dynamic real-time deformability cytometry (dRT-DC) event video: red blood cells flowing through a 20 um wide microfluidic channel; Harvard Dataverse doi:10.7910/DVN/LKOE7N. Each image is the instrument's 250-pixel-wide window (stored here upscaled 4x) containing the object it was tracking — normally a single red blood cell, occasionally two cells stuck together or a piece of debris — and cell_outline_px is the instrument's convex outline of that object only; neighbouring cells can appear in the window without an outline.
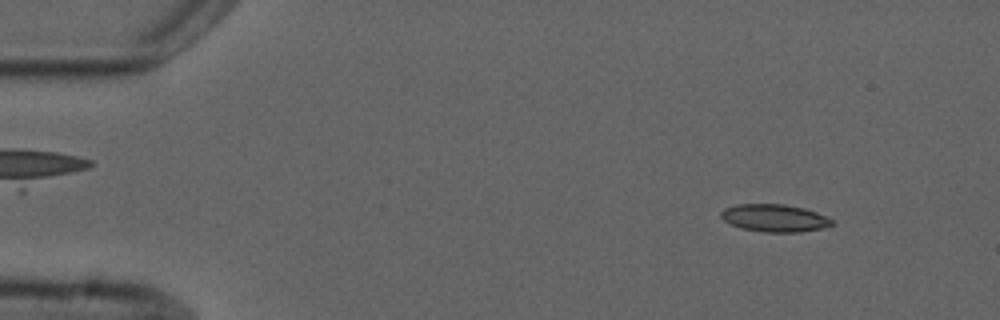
{"species": "common noctule bat (a hibernating species)", "species_latin": "Nyctalus noctula", "temperature_condition": "cold", "stored_images_in_passage": 3, "camera_frame_rate_fps": 3000, "um_per_image_px": 0.085, "animal": {"sex": "male", "forearm_length_mm": 52.5}, "frame": {"image": 1, "passage_image": 1, "time_ms": 0.0, "image_size_px": [1000, 320], "cell_outline_px": [[836, 224], [820, 228], [800, 232], [764, 232], [740, 228], [724, 220], [720, 216], [720, 212], [724, 208], [736, 204], [784, 204], [804, 208], [816, 212], [832, 220]], "centroid_in_image_um": [65.81, 18.53], "position_along_channel_um": 19.2, "area_um2": 17.74}}
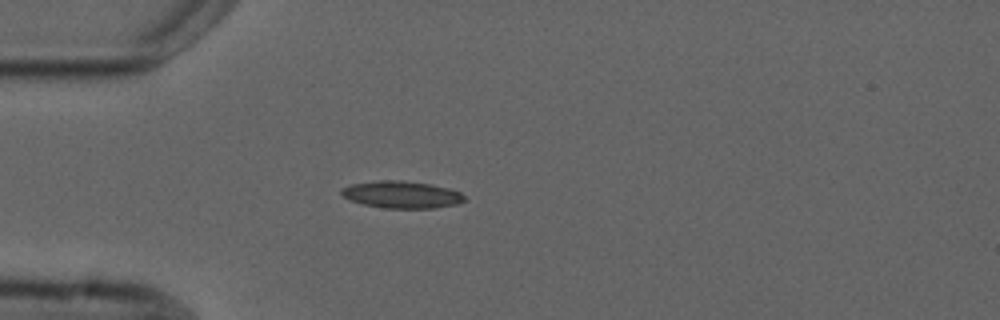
{"frame": {"image": 2, "passage_image": 3, "time_ms": 3.0, "image_size_px": [1000, 320], "cell_outline_px": [[468, 200], [456, 204], [432, 208], [384, 208], [364, 204], [352, 200], [344, 196], [340, 192], [340, 188], [352, 184], [380, 180], [404, 180], [432, 184], [448, 188], [460, 192]], "centroid_in_image_um": [34.17, 16.53], "position_along_channel_um": 50.8, "area_um2": 19.42}}